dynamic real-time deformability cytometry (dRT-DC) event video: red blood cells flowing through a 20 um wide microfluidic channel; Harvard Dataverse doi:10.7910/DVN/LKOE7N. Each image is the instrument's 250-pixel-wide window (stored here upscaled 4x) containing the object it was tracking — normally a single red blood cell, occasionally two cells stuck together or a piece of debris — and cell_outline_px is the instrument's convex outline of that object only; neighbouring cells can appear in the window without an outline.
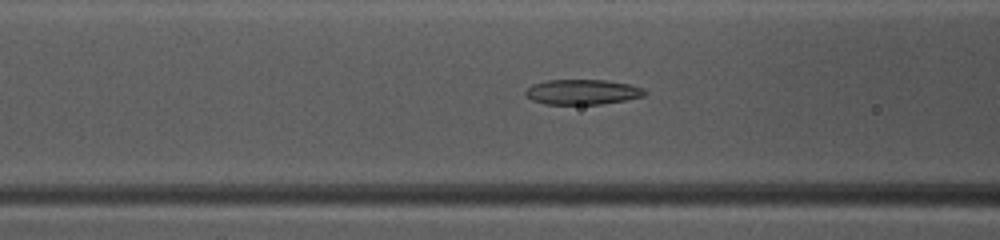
{"species": "common noctule bat (a hibernating species)", "species_latin": "Nyctalus noctula", "temperature_condition": "warm", "stored_images_in_passage": 34, "camera_frame_rate_fps": 3000, "um_per_image_px": 0.085, "animal": {"sex": "female", "body_mass_g": 10.0, "forearm_length_mm": 53.1}, "frame": {"image": 1, "passage_image": 5, "time_ms": 1.333, "image_size_px": [1000, 240], "cell_outline_px": [[648, 92], [644, 96], [624, 100], [600, 104], [544, 104], [532, 100], [524, 92], [532, 84], [548, 80], [604, 80], [628, 84], [644, 88]], "centroid_in_image_um": [49.51, 7.82], "position_along_channel_um": 117.1, "area_um2": 17.34}}
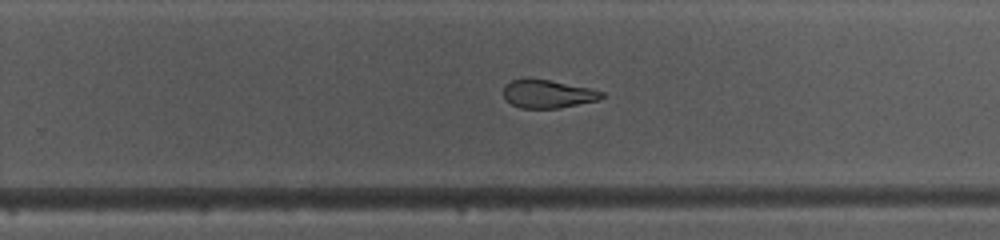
{"frame": {"image": 2, "passage_image": 17, "time_ms": 5.333, "image_size_px": [1000, 240], "cell_outline_px": [[604, 96], [600, 100], [560, 108], [520, 108], [512, 104], [504, 96], [504, 84], [512, 80], [528, 76], [588, 88], [604, 92]], "centroid_in_image_um": [46.54, 7.97], "position_along_channel_um": 283.3, "area_um2": 16.3}}
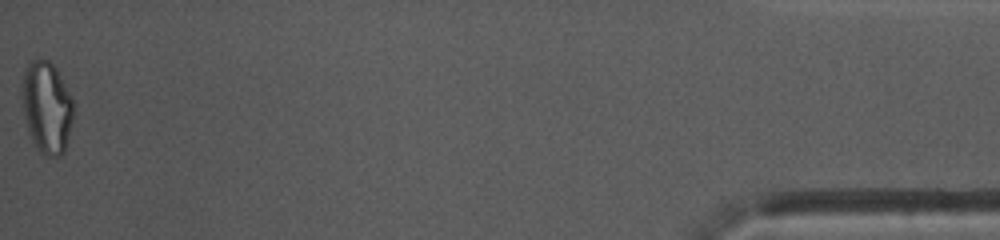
{"frame": {"image": 3, "passage_image": 34, "time_ms": 11.0, "image_size_px": [1000, 240], "cell_outline_px": [[72, 120], [64, 152], [60, 156], [44, 156], [36, 148], [28, 132], [20, 92], [24, 68], [32, 60], [48, 60], [56, 68], [72, 100]], "centroid_in_image_um": [3.93, 9.13], "position_along_channel_um": 431.3, "area_um2": 27.34}, "authors_computed_cell_mechanics": {"area_um2": 17.8891, "velocity_mm_per_s": 4.1512, "shape_relaxation_time_tau1_ms": null, "shape_relaxation_time_tau2_ms": 2.712, "deformation_change_tau1": null, "deformation_change_tau2": 0.1217}}